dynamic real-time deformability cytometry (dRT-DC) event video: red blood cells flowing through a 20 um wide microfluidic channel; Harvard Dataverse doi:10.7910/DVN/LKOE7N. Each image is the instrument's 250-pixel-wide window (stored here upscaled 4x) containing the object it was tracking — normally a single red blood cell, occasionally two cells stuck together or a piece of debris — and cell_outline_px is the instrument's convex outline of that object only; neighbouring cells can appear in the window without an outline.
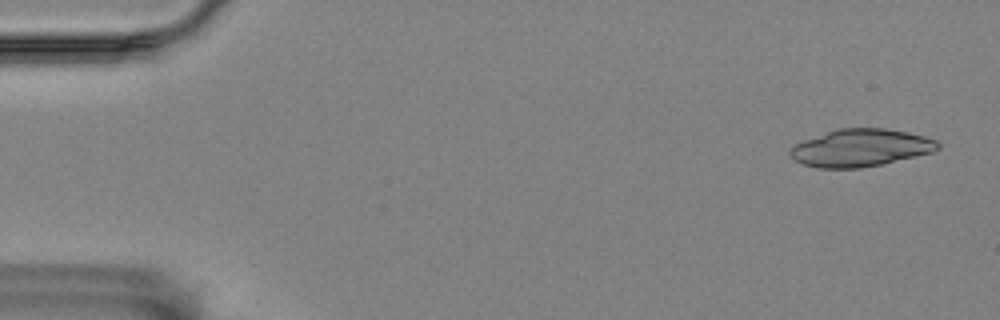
{"species": "Egyptian fruit bat (a non-hibernating species)", "species_latin": "Rousettus aegyptiacus", "temperature_condition": "room temperature", "stored_images_in_passage": 17, "camera_frame_rate_fps": 3000, "um_per_image_px": 0.085, "animal": {"sex": "female"}, "frame": {"image": 1, "passage_image": 1, "time_ms": 0.0, "image_size_px": [1000, 320], "cell_outline_px": [[940, 148], [932, 152], [880, 164], [860, 168], [816, 168], [800, 164], [788, 152], [792, 144], [836, 128], [884, 128], [908, 132], [924, 136], [936, 140], [940, 144]], "centroid_in_image_um": [73.1, 12.56], "position_along_channel_um": 11.9, "area_um2": 32.31}}